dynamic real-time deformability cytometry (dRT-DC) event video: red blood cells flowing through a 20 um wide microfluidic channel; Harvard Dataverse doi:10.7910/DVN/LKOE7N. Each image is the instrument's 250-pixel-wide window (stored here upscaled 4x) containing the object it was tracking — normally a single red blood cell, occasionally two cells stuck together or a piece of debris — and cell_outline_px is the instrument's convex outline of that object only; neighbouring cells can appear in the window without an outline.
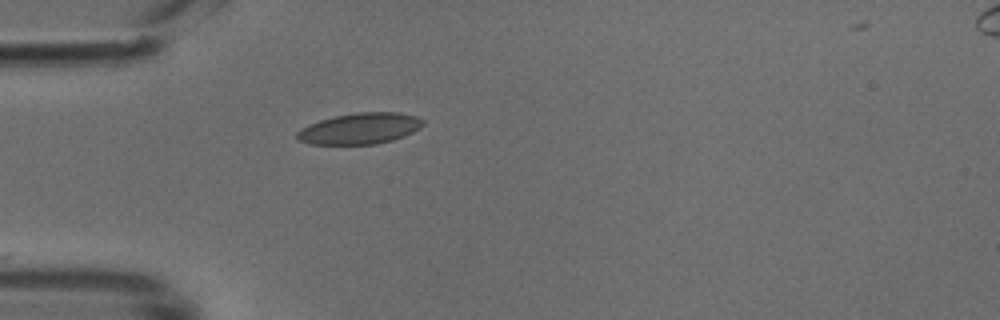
{"species": "common noctule bat (a hibernating species)", "species_latin": "Nyctalus noctula", "temperature_condition": "cold", "stored_images_in_passage": 37, "camera_frame_rate_fps": 3000, "um_per_image_px": 0.085, "animal": {"sex": "male", "body_mass_g": 18.8}, "frame": {"image": 1, "passage_image": 1, "time_ms": 0.0, "image_size_px": [1000, 320], "cell_outline_px": [[424, 124], [420, 128], [404, 136], [392, 140], [376, 144], [312, 144], [296, 140], [296, 132], [300, 128], [308, 124], [320, 120], [336, 116], [356, 112], [400, 112], [416, 116], [424, 120]], "centroid_in_image_um": [30.58, 10.92], "position_along_channel_um": 54.4, "area_um2": 22.95}}
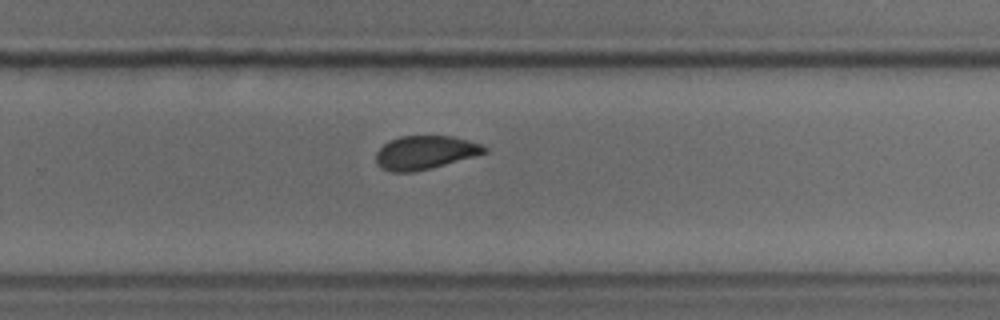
{"frame": {"image": 2, "passage_image": 19, "time_ms": 6.0, "image_size_px": [1000, 320], "cell_outline_px": [[488, 152], [416, 172], [392, 172], [380, 168], [376, 164], [376, 152], [384, 144], [400, 136], [452, 136], [484, 144], [488, 148]], "centroid_in_image_um": [36.13, 12.96], "position_along_channel_um": 293.7, "area_um2": 21.21}}
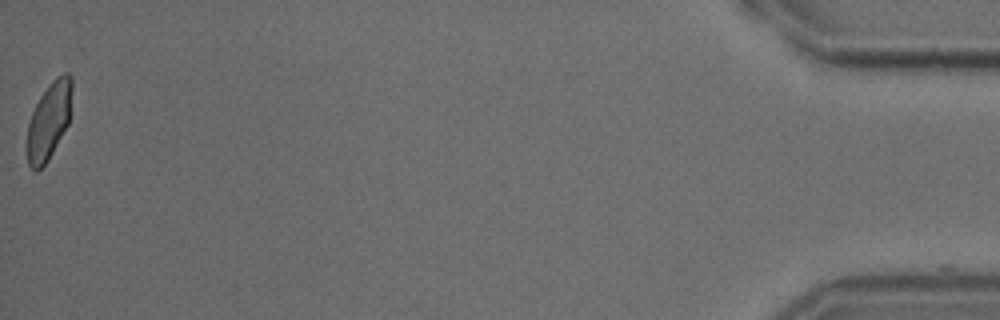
{"frame": {"image": 3, "passage_image": 36, "time_ms": 11.667, "image_size_px": [1000, 320], "cell_outline_px": [[72, 88], [68, 124], [48, 160], [36, 172], [28, 164], [28, 124], [32, 112], [40, 96], [52, 80], [56, 76], [64, 72], [68, 72], [72, 76]], "centroid_in_image_um": [4.18, 10.21], "position_along_channel_um": 431.0, "area_um2": 19.88}}